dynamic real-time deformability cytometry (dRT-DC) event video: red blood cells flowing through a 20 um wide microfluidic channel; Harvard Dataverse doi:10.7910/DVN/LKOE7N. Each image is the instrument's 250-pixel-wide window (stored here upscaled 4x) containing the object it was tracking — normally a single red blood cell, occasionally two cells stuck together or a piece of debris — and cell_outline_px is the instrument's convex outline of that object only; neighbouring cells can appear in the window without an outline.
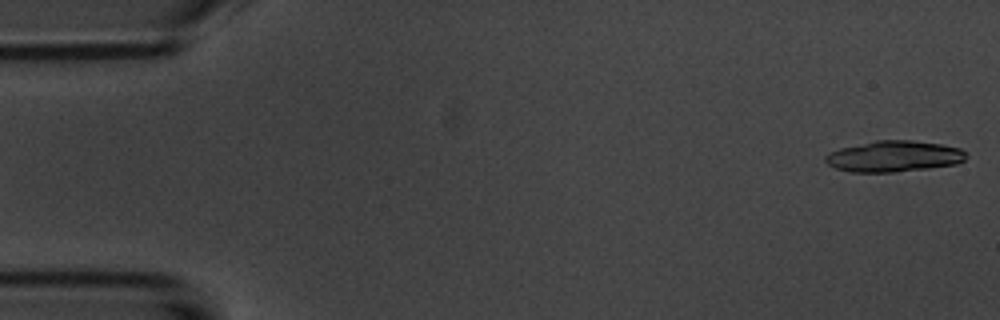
{"species": "common noctule bat (a hibernating species)", "species_latin": "Nyctalus noctula", "temperature_condition": "room temperature", "stored_images_in_passage": 6, "camera_frame_rate_fps": 3000, "um_per_image_px": 0.085, "animal": {"sex": "male", "body_mass_g": 20.1, "forearm_length_mm": 53.5}, "frame": {"image": 1, "passage_image": 1, "time_ms": 0.0, "image_size_px": [1000, 320], "cell_outline_px": [[968, 156], [964, 160], [956, 164], [928, 168], [892, 172], [852, 172], [836, 168], [828, 164], [824, 160], [824, 156], [828, 152], [840, 148], [876, 140], [912, 140], [940, 144], [960, 148]], "centroid_in_image_um": [75.96, 13.28], "position_along_channel_um": 9.0, "area_um2": 25.43}}
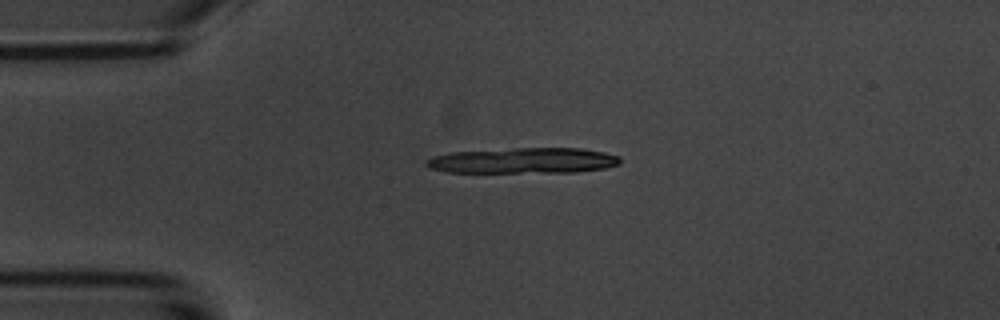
{"frame": {"image": 2, "passage_image": 4, "time_ms": 3.667, "image_size_px": [1000, 320], "cell_outline_px": [[620, 164], [604, 168], [576, 172], [448, 172], [428, 168], [424, 164], [424, 160], [432, 156], [452, 152], [512, 148], [580, 148], [604, 152], [620, 156]], "centroid_in_image_um": [44.45, 13.65], "position_along_channel_um": 40.5, "area_um2": 29.07}}